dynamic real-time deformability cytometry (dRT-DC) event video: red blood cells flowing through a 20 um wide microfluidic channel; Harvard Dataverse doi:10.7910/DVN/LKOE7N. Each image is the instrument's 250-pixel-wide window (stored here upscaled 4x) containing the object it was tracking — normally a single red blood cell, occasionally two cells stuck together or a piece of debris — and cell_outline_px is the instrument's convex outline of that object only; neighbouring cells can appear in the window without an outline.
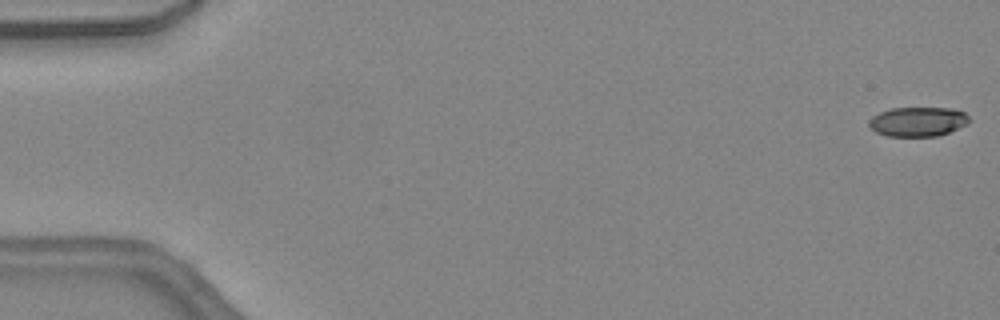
{"species": "common noctule bat (a hibernating species)", "species_latin": "Nyctalus noctula", "temperature_condition": "warm", "stored_images_in_passage": 44, "camera_frame_rate_fps": 3000, "um_per_image_px": 0.085, "animal": {"sex": "female", "body_mass_g": 24.6, "forearm_length_mm": 56.2}, "frame": {"image": 1, "passage_image": 1, "time_ms": 0.0, "image_size_px": [1000, 320], "cell_outline_px": [[968, 124], [948, 132], [936, 136], [888, 136], [876, 132], [868, 128], [868, 120], [872, 116], [880, 112], [892, 108], [952, 108], [964, 112], [968, 116]], "centroid_in_image_um": [77.98, 10.34], "position_along_channel_um": 7.0, "area_um2": 17.22}}
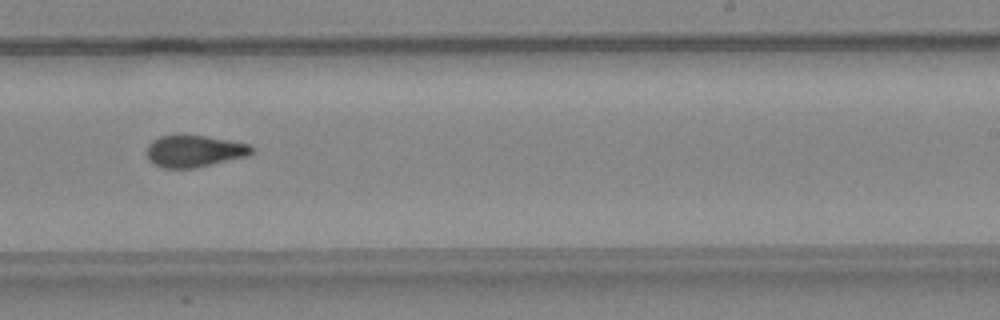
{"frame": {"image": 2, "passage_image": 29, "time_ms": 9.333, "image_size_px": [1000, 320], "cell_outline_px": [[256, 148], [248, 156], [196, 168], [164, 168], [152, 164], [148, 160], [148, 144], [152, 140], [160, 136], [176, 132], [180, 132], [252, 144]], "centroid_in_image_um": [16.51, 12.81], "position_along_channel_um": 272.5, "area_um2": 20.17}}
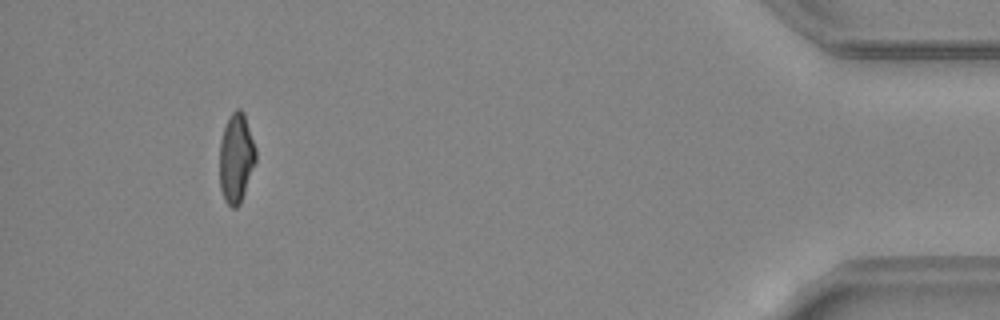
{"frame": {"image": 3, "passage_image": 43, "time_ms": 14.0, "image_size_px": [1000, 320], "cell_outline_px": [[256, 160], [240, 204], [236, 208], [232, 208], [224, 200], [220, 188], [220, 140], [224, 128], [232, 112], [236, 108], [240, 108], [244, 112], [256, 148]], "centroid_in_image_um": [20.08, 13.43], "position_along_channel_um": 415.1, "area_um2": 18.84}}